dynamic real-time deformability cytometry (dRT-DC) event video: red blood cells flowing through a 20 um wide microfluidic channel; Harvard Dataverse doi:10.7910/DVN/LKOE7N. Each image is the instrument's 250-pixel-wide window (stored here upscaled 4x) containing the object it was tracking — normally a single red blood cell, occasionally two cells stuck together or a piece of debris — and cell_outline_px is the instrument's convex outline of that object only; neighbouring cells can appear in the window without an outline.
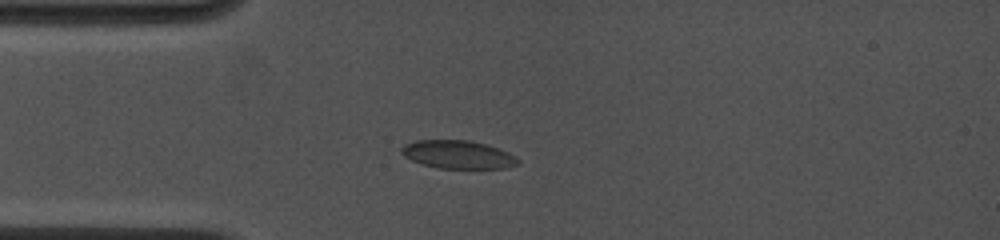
{"species": "common noctule bat (a hibernating species)", "species_latin": "Nyctalus noctula", "temperature_condition": "cold", "stored_images_in_passage": 4, "camera_frame_rate_fps": 4500, "um_per_image_px": 0.085, "animal": {"sex": "female", "body_mass_g": 19.0, "forearm_length_mm": 53.3}, "frame": {"image": 1, "passage_image": 3, "time_ms": 2.222, "image_size_px": [1000, 240], "cell_outline_px": [[520, 164], [504, 168], [436, 168], [420, 164], [404, 156], [400, 152], [400, 148], [404, 144], [416, 140], [468, 140], [488, 144], [508, 152], [516, 156], [520, 160]], "centroid_in_image_um": [38.92, 13.13], "position_along_channel_um": 46.1, "area_um2": 19.36}}
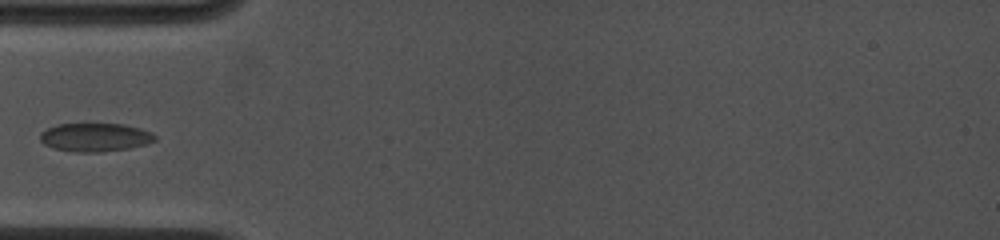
{"frame": {"image": 2, "passage_image": 4, "time_ms": 3.333, "image_size_px": [1000, 240], "cell_outline_px": [[156, 140], [148, 144], [132, 148], [100, 152], [76, 152], [52, 148], [44, 144], [40, 140], [40, 132], [56, 124], [124, 124], [140, 128], [152, 132], [156, 136]], "centroid_in_image_um": [8.11, 11.67], "position_along_channel_um": 76.9, "area_um2": 19.25}}